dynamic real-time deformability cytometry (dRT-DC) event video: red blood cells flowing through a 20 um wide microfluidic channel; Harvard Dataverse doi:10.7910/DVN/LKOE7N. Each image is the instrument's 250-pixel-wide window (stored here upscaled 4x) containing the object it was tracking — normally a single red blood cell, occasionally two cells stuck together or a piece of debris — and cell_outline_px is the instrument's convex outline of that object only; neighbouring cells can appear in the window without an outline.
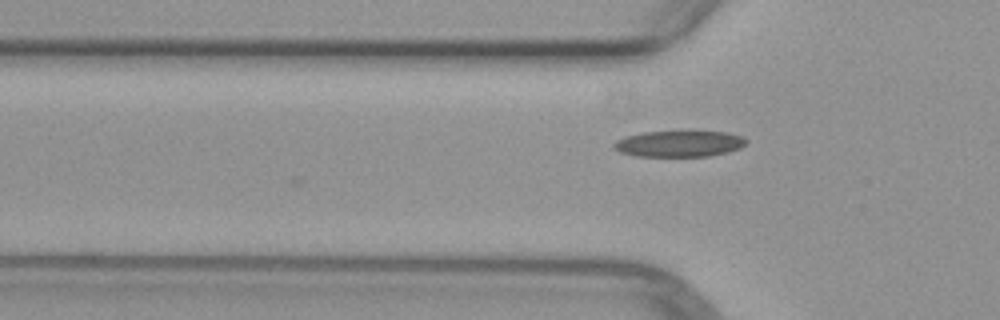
{"species": "common noctule bat (a hibernating species)", "species_latin": "Nyctalus noctula", "temperature_condition": "warm", "stored_images_in_passage": 5, "camera_frame_rate_fps": 3000, "um_per_image_px": 0.085, "animal": {"sex": "female", "body_mass_g": 29.2, "forearm_length_mm": 56.3}, "frame": {"image": 1, "passage_image": 5, "time_ms": 5.333, "image_size_px": [1000, 320], "cell_outline_px": [[748, 140], [740, 148], [728, 152], [708, 156], [636, 156], [620, 152], [612, 148], [612, 144], [616, 140], [624, 136], [644, 132], [680, 128], [684, 128], [728, 132], [744, 136]], "centroid_in_image_um": [57.74, 12.15], "position_along_channel_um": 68.1, "area_um2": 21.44}}